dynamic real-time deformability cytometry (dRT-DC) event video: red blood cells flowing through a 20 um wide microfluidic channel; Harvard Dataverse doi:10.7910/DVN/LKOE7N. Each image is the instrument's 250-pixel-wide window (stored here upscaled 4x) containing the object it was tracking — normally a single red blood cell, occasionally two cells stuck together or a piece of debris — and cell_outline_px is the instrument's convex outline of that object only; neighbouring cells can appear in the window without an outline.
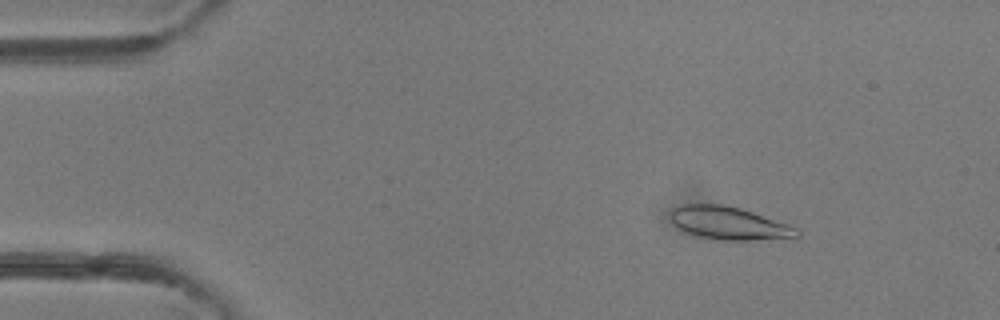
{"species": "common noctule bat (a hibernating species)", "species_latin": "Nyctalus noctula", "temperature_condition": "room temperature", "stored_images_in_passage": 48, "camera_frame_rate_fps": 3000, "um_per_image_px": 0.085, "animal": {"sex": "female"}, "frame": {"image": 1, "passage_image": 7, "time_ms": 2.0, "image_size_px": [1000, 320], "cell_outline_px": [[800, 236], [792, 240], [716, 240], [684, 232], [676, 228], [672, 224], [668, 216], [668, 212], [672, 208], [680, 204], [724, 204], [740, 208], [800, 228]], "centroid_in_image_um": [61.98, 18.99], "position_along_channel_um": 23.0, "area_um2": 25.14}}
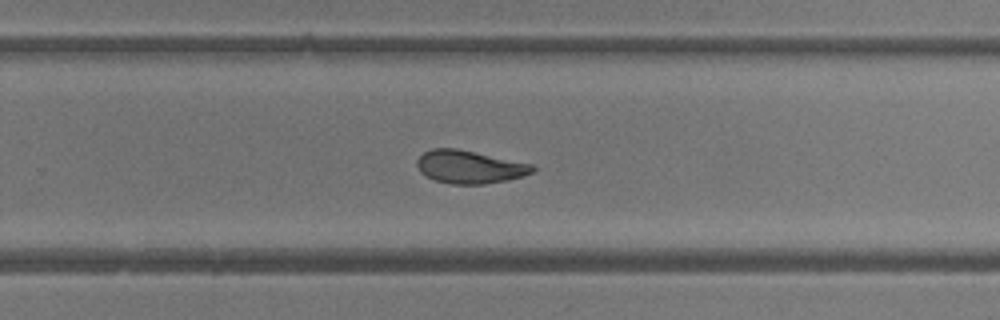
{"frame": {"image": 2, "passage_image": 31, "time_ms": 10.0, "image_size_px": [1000, 320], "cell_outline_px": [[536, 172], [524, 176], [508, 180], [484, 184], [452, 184], [436, 180], [420, 172], [416, 164], [416, 160], [424, 152], [432, 148], [456, 148], [532, 164], [536, 168]], "centroid_in_image_um": [39.94, 14.19], "position_along_channel_um": 289.9, "area_um2": 22.2}}
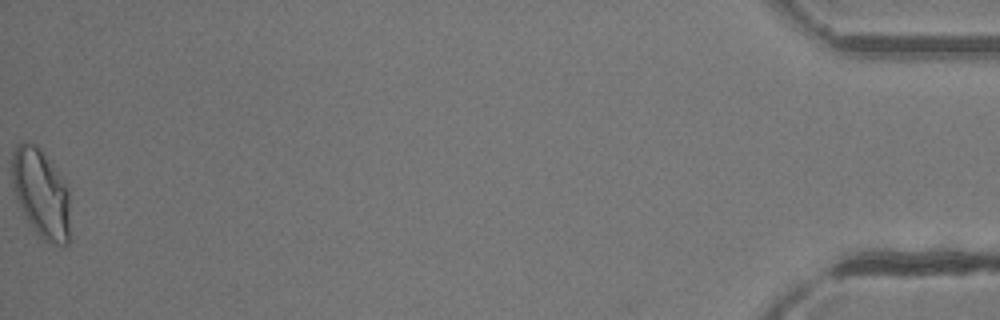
{"frame": {"image": 3, "passage_image": 48, "time_ms": 15.667, "image_size_px": [1000, 320], "cell_outline_px": [[72, 240], [68, 244], [56, 244], [44, 240], [40, 236], [28, 220], [16, 196], [12, 184], [12, 152], [16, 144], [24, 140], [36, 144], [40, 148], [64, 180], [68, 188]], "centroid_in_image_um": [3.53, 16.42], "position_along_channel_um": 431.7, "area_um2": 30.35}, "authors_computed_cell_mechanics": {"area_um2": 23.8136, "velocity_mm_per_s": 4.3417, "shape_relaxation_time_tau1_ms": 6.6216, "shape_relaxation_time_tau2_ms": 1.7804, "deformation_change_tau1": 0.1853, "deformation_change_tau2": 0.0809}}